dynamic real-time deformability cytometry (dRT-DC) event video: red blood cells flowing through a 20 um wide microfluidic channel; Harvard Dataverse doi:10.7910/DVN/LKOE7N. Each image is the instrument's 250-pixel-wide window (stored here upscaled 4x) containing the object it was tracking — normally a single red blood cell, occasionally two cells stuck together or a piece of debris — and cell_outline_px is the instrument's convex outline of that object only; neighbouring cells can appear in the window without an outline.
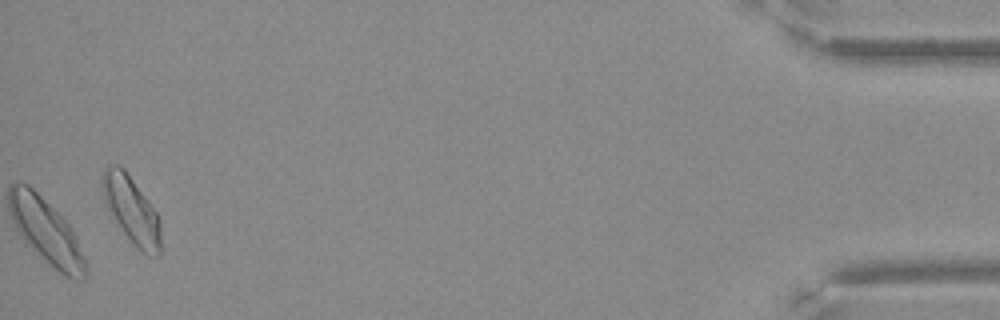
{"species": "Egyptian fruit bat (a non-hibernating species)", "species_latin": "Rousettus aegyptiacus", "temperature_condition": "warm", "stored_images_in_passage": 35, "camera_frame_rate_fps": 3000, "um_per_image_px": 0.085, "frame": {"image": 1, "passage_image": 35, "time_ms": 11.333, "image_size_px": [1000, 320], "cell_outline_px": [[160, 256], [156, 256], [144, 252], [136, 248], [124, 232], [104, 204], [100, 184], [100, 180], [104, 168], [108, 164], [120, 164], [124, 168], [156, 212], [160, 220]], "centroid_in_image_um": [11.13, 17.78], "position_along_channel_um": 424.1, "area_um2": 22.77}}